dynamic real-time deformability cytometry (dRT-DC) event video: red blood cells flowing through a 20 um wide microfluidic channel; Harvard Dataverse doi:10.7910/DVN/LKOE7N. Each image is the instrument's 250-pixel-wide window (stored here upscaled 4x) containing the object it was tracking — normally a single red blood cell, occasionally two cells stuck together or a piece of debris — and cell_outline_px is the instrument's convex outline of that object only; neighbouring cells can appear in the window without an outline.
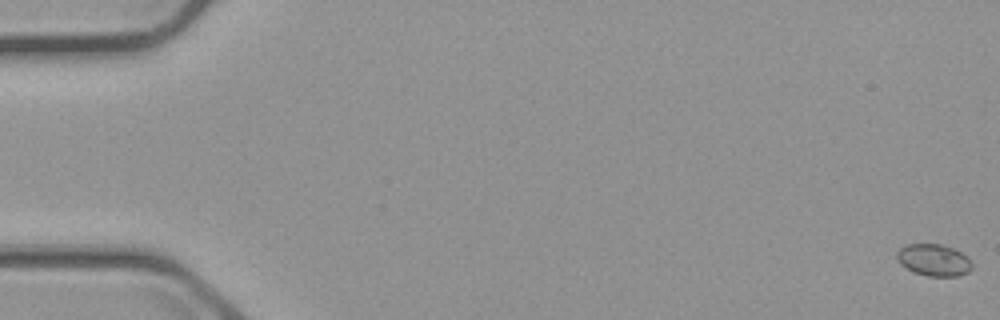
{"species": "common noctule bat (a hibernating species)", "species_latin": "Nyctalus noctula", "temperature_condition": "cold", "stored_images_in_passage": 7, "camera_frame_rate_fps": 3000, "um_per_image_px": 0.085, "animal": {"sex": "male", "body_mass_g": 23.1, "forearm_length_mm": 52.7}, "frame": {"image": 1, "passage_image": 1, "time_ms": 0.0, "image_size_px": [1000, 320], "cell_outline_px": [[972, 268], [968, 272], [956, 276], [928, 276], [912, 272], [900, 264], [896, 260], [896, 252], [900, 248], [908, 244], [940, 244], [952, 248], [968, 256], [972, 264]], "centroid_in_image_um": [79.34, 22.11], "position_along_channel_um": 5.7, "area_um2": 14.05}}
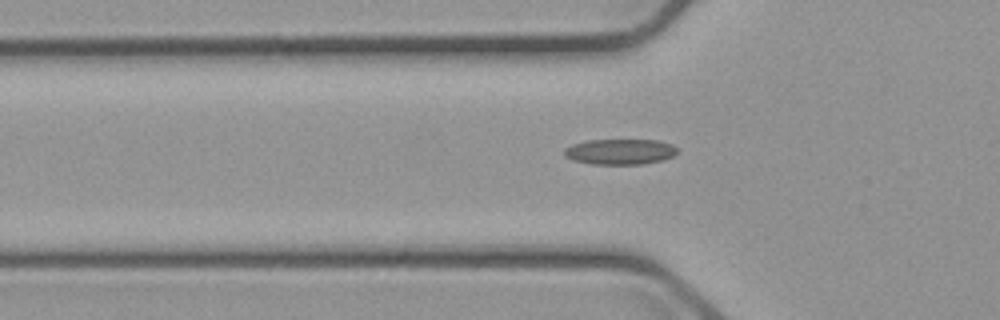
{"frame": {"image": 2, "passage_image": 7, "time_ms": 8.0, "image_size_px": [1000, 320], "cell_outline_px": [[676, 152], [672, 156], [664, 160], [644, 164], [592, 164], [572, 160], [564, 156], [564, 148], [572, 144], [588, 140], [660, 140], [672, 144], [676, 148]], "centroid_in_image_um": [52.69, 12.89], "position_along_channel_um": 73.1, "area_um2": 16.94}}